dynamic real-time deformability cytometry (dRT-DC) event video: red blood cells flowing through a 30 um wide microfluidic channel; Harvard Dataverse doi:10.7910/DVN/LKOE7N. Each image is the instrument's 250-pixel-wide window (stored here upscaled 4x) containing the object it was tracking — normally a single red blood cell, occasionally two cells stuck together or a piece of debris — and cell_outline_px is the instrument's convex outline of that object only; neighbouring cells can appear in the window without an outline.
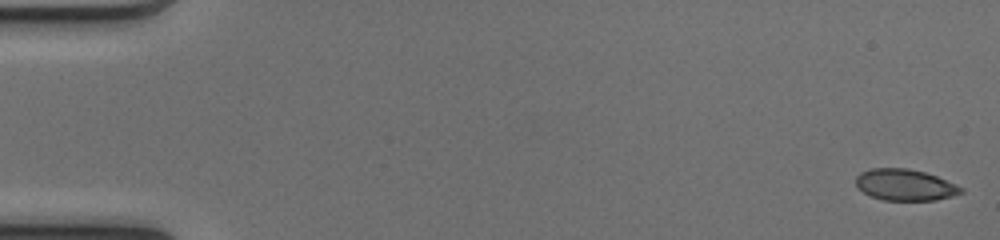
{"species": "common noctule bat (a hibernating species)", "species_latin": "Nyctalus noctula", "temperature_condition": "cold", "stored_images_in_passage": 50, "camera_frame_rate_fps": 3000, "um_per_image_px": 0.085, "animal": {"sex": "female", "body_mass_g": 17.0, "forearm_length_mm": 48.0}, "frame": {"image": 1, "passage_image": 1, "time_ms": 0.0, "image_size_px": [1000, 240], "cell_outline_px": [[964, 192], [952, 196], [936, 200], [884, 200], [872, 196], [864, 192], [856, 184], [856, 176], [860, 172], [872, 168], [908, 168], [924, 172], [936, 176], [964, 188]], "centroid_in_image_um": [76.94, 15.71], "position_along_channel_um": 8.1, "area_um2": 19.07}}
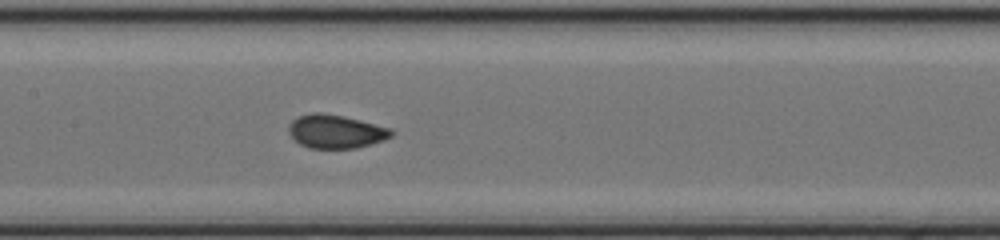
{"frame": {"image": 2, "passage_image": 25, "time_ms": 8.0, "image_size_px": [1000, 240], "cell_outline_px": [[396, 132], [392, 136], [384, 140], [356, 148], [308, 148], [300, 144], [288, 132], [288, 124], [292, 120], [300, 116], [312, 112], [320, 112], [344, 116], [392, 128]], "centroid_in_image_um": [28.56, 11.17], "position_along_channel_um": 178.8, "area_um2": 20.17}}
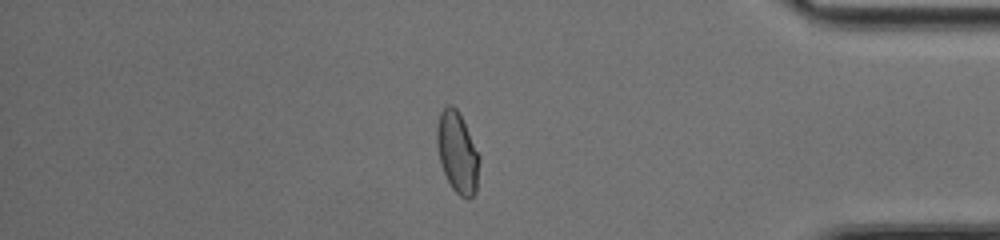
{"frame": {"image": 3, "passage_image": 43, "time_ms": 14.0, "image_size_px": [1000, 240], "cell_outline_px": [[480, 160], [476, 192], [468, 200], [460, 196], [452, 188], [444, 172], [440, 160], [436, 144], [436, 128], [440, 112], [448, 104], [452, 104], [460, 112], [480, 156]], "centroid_in_image_um": [38.89, 12.94], "position_along_channel_um": 396.3, "area_um2": 20.23}, "authors_computed_cell_mechanics": {"area_um2": 19.941, "velocity_mm_per_s": 4.1222, "shape_relaxation_time_tau1_ms": 5.7086, "shape_relaxation_time_tau2_ms": null, "deformation_change_tau1": 0.1346, "deformation_change_tau2": null}}